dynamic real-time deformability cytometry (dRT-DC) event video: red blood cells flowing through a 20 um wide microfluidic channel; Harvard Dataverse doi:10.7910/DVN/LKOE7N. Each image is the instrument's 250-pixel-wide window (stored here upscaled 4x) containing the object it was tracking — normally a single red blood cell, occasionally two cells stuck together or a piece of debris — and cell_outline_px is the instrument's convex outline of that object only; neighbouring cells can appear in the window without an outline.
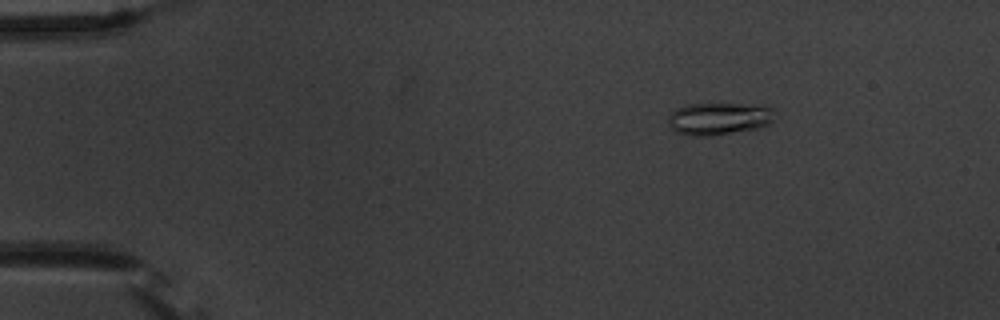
{"species": "common noctule bat (a hibernating species)", "species_latin": "Nyctalus noctula", "temperature_condition": "warm", "stored_images_in_passage": 54, "camera_frame_rate_fps": 3000, "um_per_image_px": 0.085, "animal": {"sex": "male", "body_mass_g": 20.1, "forearm_length_mm": 53.5}, "frame": {"image": 1, "passage_image": 7, "time_ms": 2.0, "image_size_px": [1000, 320], "cell_outline_px": [[772, 120], [768, 124], [756, 128], [712, 136], [688, 136], [676, 132], [672, 128], [668, 120], [668, 116], [676, 108], [684, 104], [764, 104], [772, 108]], "centroid_in_image_um": [61.07, 10.08], "position_along_channel_um": 23.9, "area_um2": 20.11}}
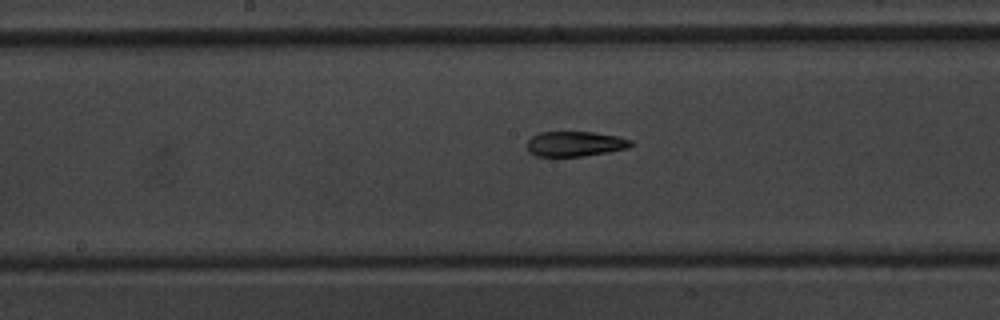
{"frame": {"image": 2, "passage_image": 28, "time_ms": 9.0, "image_size_px": [1000, 320], "cell_outline_px": [[632, 144], [628, 148], [608, 152], [584, 156], [536, 156], [528, 152], [528, 140], [532, 136], [540, 132], [592, 132], [616, 136], [632, 140]], "centroid_in_image_um": [48.87, 12.23], "position_along_channel_um": 199.3, "area_um2": 15.09}}
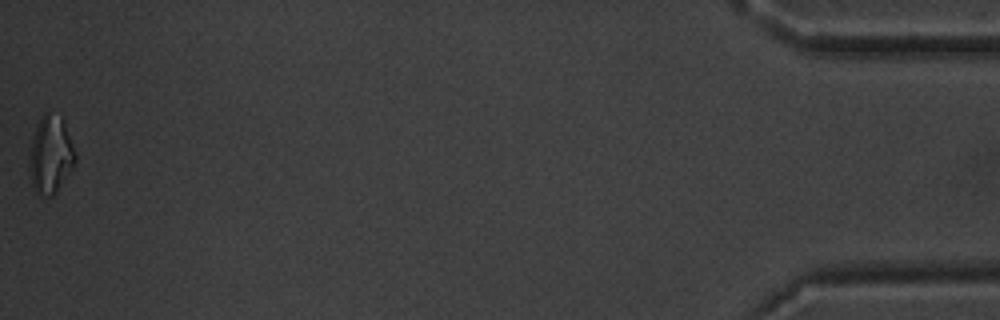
{"frame": {"image": 3, "passage_image": 54, "time_ms": 17.667, "image_size_px": [1000, 320], "cell_outline_px": [[76, 160], [72, 168], [56, 192], [52, 196], [40, 200], [36, 196], [32, 188], [28, 176], [28, 160], [32, 140], [36, 124], [44, 112], [48, 112], [60, 116], [64, 120], [76, 156]], "centroid_in_image_um": [4.24, 13.23], "position_along_channel_um": 431.0, "area_um2": 21.39}, "authors_computed_cell_mechanics": {"area_um2": 16.6464, "velocity_mm_per_s": 3.7123, "shape_relaxation_time_tau1_ms": 5.3795, "shape_relaxation_time_tau2_ms": 2.7375, "deformation_change_tau1": 0.1954, "deformation_change_tau2": 0.0846}}